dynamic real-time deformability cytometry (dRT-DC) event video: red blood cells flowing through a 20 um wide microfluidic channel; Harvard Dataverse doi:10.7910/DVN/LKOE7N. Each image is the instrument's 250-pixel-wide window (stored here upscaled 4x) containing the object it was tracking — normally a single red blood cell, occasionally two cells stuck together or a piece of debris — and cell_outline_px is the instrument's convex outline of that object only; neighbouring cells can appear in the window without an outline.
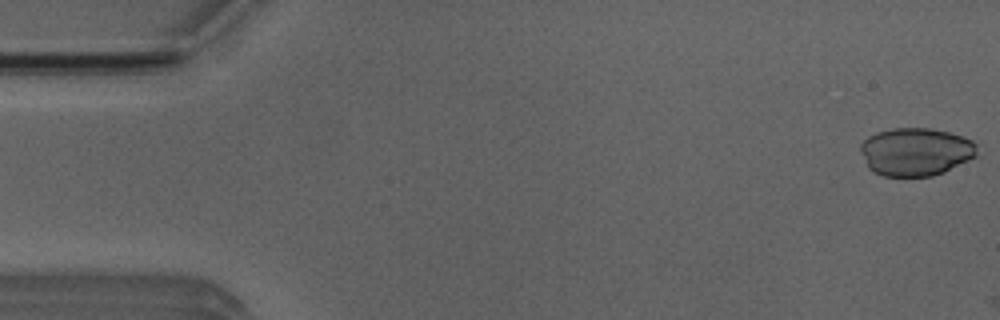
{"species": "Egyptian fruit bat (a non-hibernating species)", "species_latin": "Rousettus aegyptiacus", "temperature_condition": "room temperature", "stored_images_in_passage": 3, "camera_frame_rate_fps": 3000, "um_per_image_px": 0.085, "animal": {"sex": "male"}, "frame": {"image": 1, "passage_image": 1, "time_ms": 0.0, "image_size_px": [1000, 320], "cell_outline_px": [[976, 156], [944, 172], [932, 176], [884, 176], [872, 172], [868, 168], [860, 152], [860, 144], [868, 136], [876, 132], [892, 128], [928, 128], [948, 132], [972, 140], [976, 144]], "centroid_in_image_um": [77.79, 12.9], "position_along_channel_um": 7.2, "area_um2": 32.66}}